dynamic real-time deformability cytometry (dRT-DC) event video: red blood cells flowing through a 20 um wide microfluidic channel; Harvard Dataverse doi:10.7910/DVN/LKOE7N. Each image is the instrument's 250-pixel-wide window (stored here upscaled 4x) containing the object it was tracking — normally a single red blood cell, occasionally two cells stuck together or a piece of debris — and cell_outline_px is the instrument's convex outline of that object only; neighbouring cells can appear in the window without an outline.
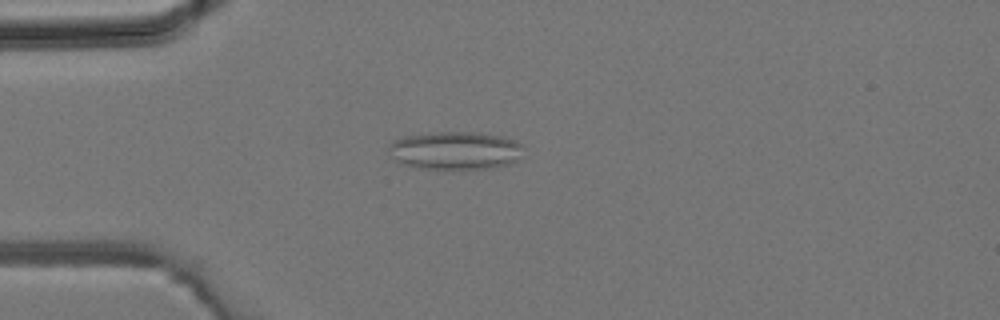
{"species": "common noctule bat (a hibernating species)", "species_latin": "Nyctalus noctula", "temperature_condition": "room temperature", "stored_images_in_passage": 33, "camera_frame_rate_fps": 3000, "um_per_image_px": 0.085, "animal": {"sex": "male", "body_mass_g": 19.2, "forearm_length_mm": 51.8}, "frame": {"image": 1, "passage_image": 6, "time_ms": 1.667, "image_size_px": [1000, 320], "cell_outline_px": [[524, 148], [516, 160], [512, 164], [496, 168], [412, 168], [400, 164], [392, 156], [388, 148], [388, 144], [392, 140], [404, 136], [436, 132], [480, 132], [504, 136], [524, 144]], "centroid_in_image_um": [38.7, 12.78], "position_along_channel_um": 46.3, "area_um2": 30.29}}
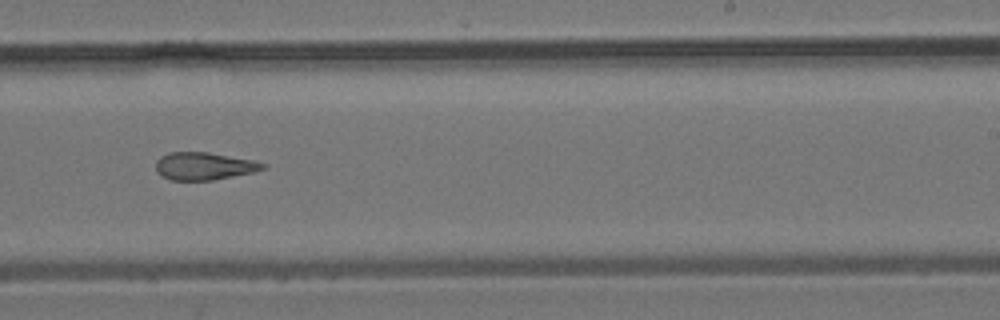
{"frame": {"image": 2, "passage_image": 21, "time_ms": 6.667, "image_size_px": [1000, 320], "cell_outline_px": [[268, 164], [264, 168], [252, 172], [212, 180], [172, 180], [160, 176], [156, 172], [156, 160], [160, 156], [168, 152], [208, 152], [252, 160]], "centroid_in_image_um": [17.29, 14.11], "position_along_channel_um": 271.7, "area_um2": 17.17}}
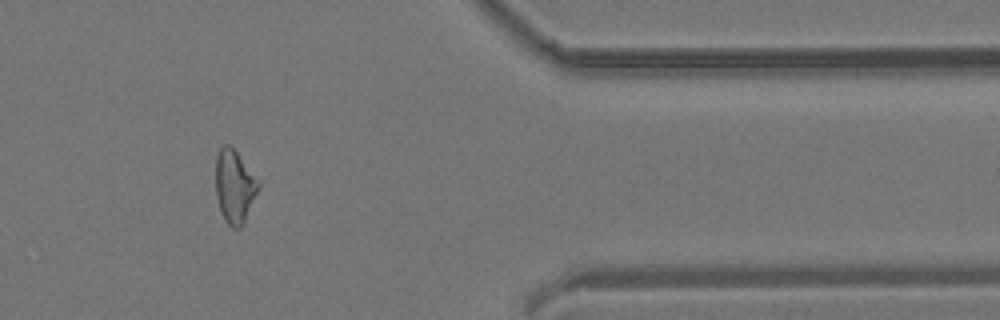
{"frame": {"image": 3, "passage_image": 30, "time_ms": 9.667, "image_size_px": [1000, 320], "cell_outline_px": [[260, 184], [244, 220], [240, 228], [232, 228], [224, 220], [216, 196], [216, 156], [220, 148], [224, 144], [228, 144], [236, 152], [260, 180]], "centroid_in_image_um": [19.92, 15.82], "position_along_channel_um": 391.5, "area_um2": 17.86}}